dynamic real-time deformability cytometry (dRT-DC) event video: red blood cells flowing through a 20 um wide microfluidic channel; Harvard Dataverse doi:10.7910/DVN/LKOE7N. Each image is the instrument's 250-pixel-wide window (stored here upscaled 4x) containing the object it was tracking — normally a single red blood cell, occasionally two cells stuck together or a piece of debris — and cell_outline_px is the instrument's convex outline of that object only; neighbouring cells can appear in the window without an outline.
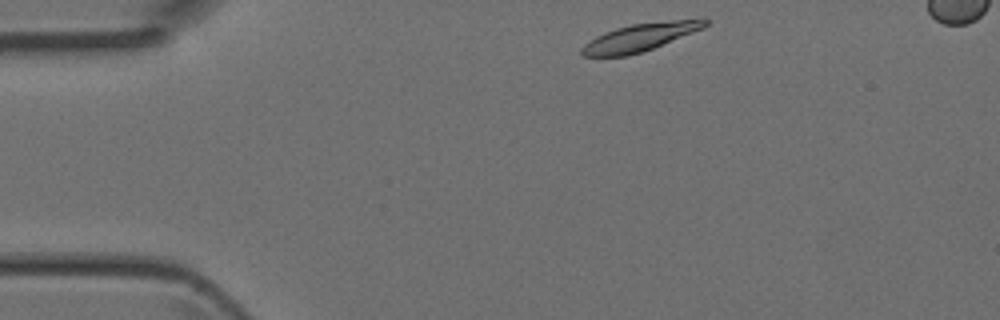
{"species": "Egyptian fruit bat (a non-hibernating species)", "species_latin": "Rousettus aegyptiacus", "temperature_condition": "room temperature", "stored_images_in_passage": 4, "segment_of_instrument_passage": [2, 2], "camera_frame_rate_fps": 3000, "um_per_image_px": 0.085, "animal": {"sex": "female"}, "frame": {"image": 1, "passage_image": 4, "time_ms": 1.0, "image_size_px": [1000, 320], "cell_outline_px": [[708, 24], [704, 28], [652, 48], [628, 56], [584, 56], [580, 52], [580, 48], [588, 40], [604, 32], [616, 28], [632, 24], [704, 16], [708, 20]], "centroid_in_image_um": [54.46, 3.13], "position_along_channel_um": 30.5, "area_um2": 20.17}}